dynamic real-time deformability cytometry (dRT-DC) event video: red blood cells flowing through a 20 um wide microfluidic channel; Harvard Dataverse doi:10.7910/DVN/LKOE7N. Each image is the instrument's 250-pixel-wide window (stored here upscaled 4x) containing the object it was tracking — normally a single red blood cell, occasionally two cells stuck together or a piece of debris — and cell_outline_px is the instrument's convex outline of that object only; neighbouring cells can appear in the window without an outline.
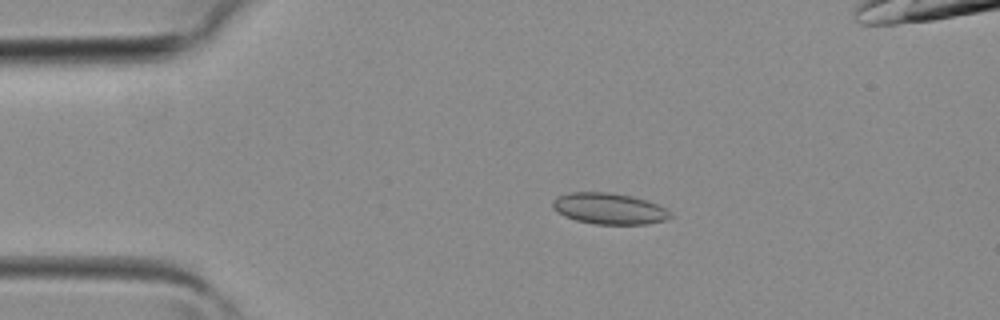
{"species": "common noctule bat (a hibernating species)", "species_latin": "Nyctalus noctula", "temperature_condition": "room temperature", "stored_images_in_passage": 40, "camera_frame_rate_fps": 3000, "um_per_image_px": 0.085, "animal": {"sex": "female", "body_mass_g": 19.3, "forearm_length_mm": 54.1}, "frame": {"image": 1, "passage_image": 8, "time_ms": 2.333, "image_size_px": [1000, 320], "cell_outline_px": [[672, 216], [664, 220], [648, 224], [596, 224], [576, 220], [564, 216], [556, 212], [552, 208], [552, 200], [556, 196], [568, 192], [608, 192], [632, 196], [656, 204], [672, 212]], "centroid_in_image_um": [51.72, 17.73], "position_along_channel_um": 33.3, "area_um2": 21.44}}
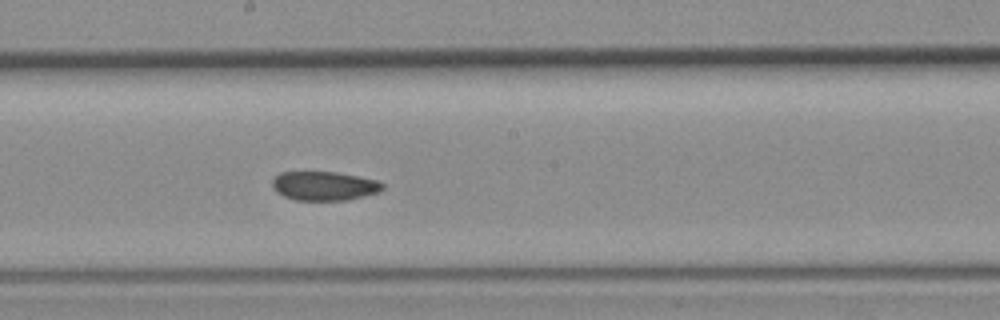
{"frame": {"image": 2, "passage_image": 21, "time_ms": 6.667, "image_size_px": [1000, 320], "cell_outline_px": [[384, 188], [380, 192], [348, 200], [296, 200], [284, 196], [276, 192], [272, 184], [272, 180], [280, 172], [336, 172], [376, 180], [384, 184]], "centroid_in_image_um": [27.56, 15.81], "position_along_channel_um": 220.6, "area_um2": 18.61}}
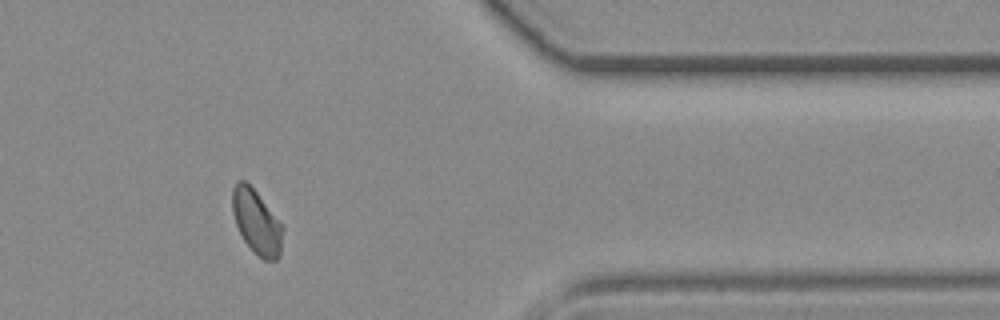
{"frame": {"image": 3, "passage_image": 32, "time_ms": 10.333, "image_size_px": [1000, 320], "cell_outline_px": [[284, 228], [280, 256], [276, 260], [264, 260], [244, 240], [236, 224], [232, 212], [232, 188], [236, 180], [244, 180], [256, 192]], "centroid_in_image_um": [21.8, 18.86], "position_along_channel_um": 389.6, "area_um2": 18.5}}